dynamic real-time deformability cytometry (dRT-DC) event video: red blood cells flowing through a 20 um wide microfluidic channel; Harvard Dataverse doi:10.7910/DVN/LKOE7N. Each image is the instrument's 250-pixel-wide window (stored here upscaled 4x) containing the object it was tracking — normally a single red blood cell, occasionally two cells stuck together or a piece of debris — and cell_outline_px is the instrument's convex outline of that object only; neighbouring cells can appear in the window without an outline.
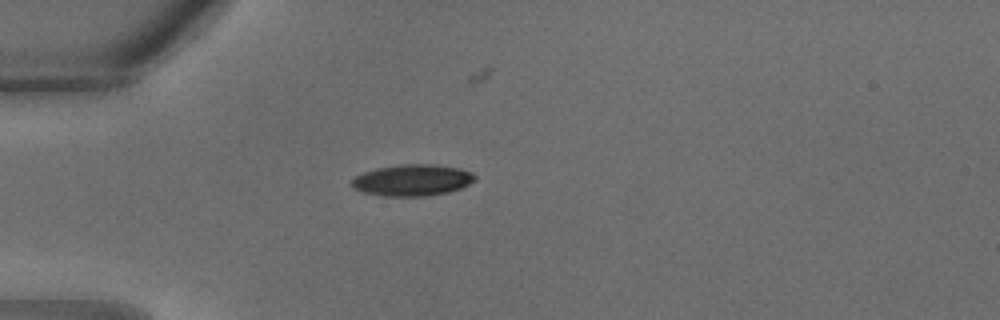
{"species": "common noctule bat (a hibernating species)", "species_latin": "Nyctalus noctula", "temperature_condition": "warm", "stored_images_in_passage": 18, "camera_frame_rate_fps": 3000, "um_per_image_px": 0.085, "animal": {"sex": "male", "body_mass_g": 18.8}, "frame": {"image": 1, "passage_image": 1, "time_ms": 0.0, "image_size_px": [1000, 320], "cell_outline_px": [[476, 180], [460, 188], [448, 192], [424, 196], [384, 196], [364, 192], [352, 188], [352, 180], [356, 176], [364, 172], [376, 168], [400, 164], [432, 164], [456, 168], [472, 172], [476, 176]], "centroid_in_image_um": [35.04, 15.31], "position_along_channel_um": 50.0, "area_um2": 22.43}}
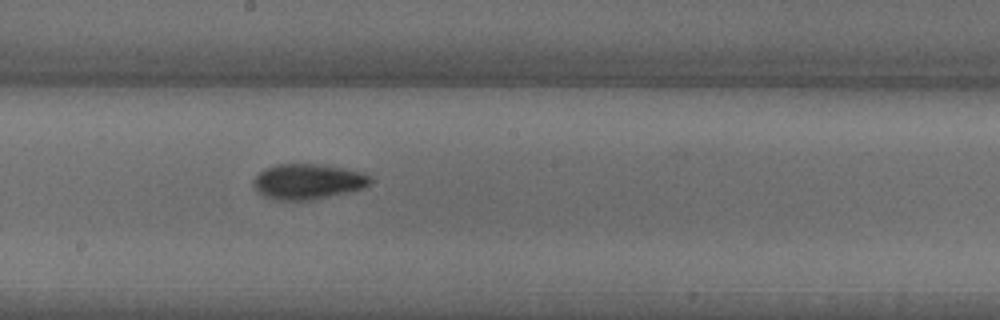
{"frame": {"image": 2, "passage_image": 10, "time_ms": 3.0, "image_size_px": [1000, 320], "cell_outline_px": [[372, 180], [364, 188], [348, 192], [312, 200], [276, 200], [264, 196], [256, 192], [252, 184], [252, 180], [264, 168], [276, 164], [316, 164], [344, 168], [360, 172], [368, 176]], "centroid_in_image_um": [26.1, 15.44], "position_along_channel_um": 222.1, "area_um2": 24.1}}
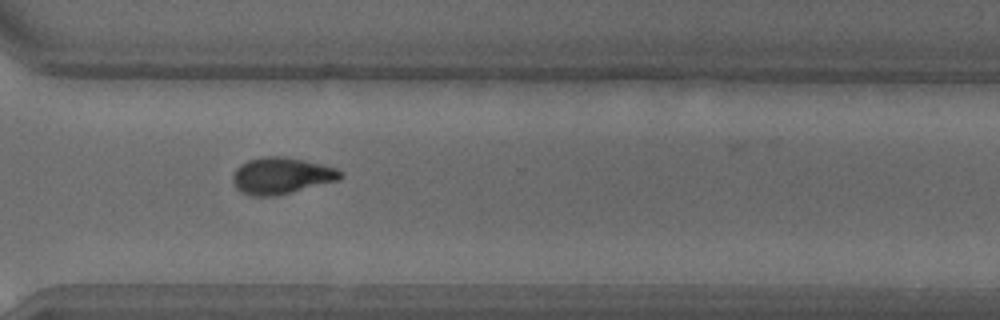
{"frame": {"image": 3, "passage_image": 16, "time_ms": 5.0, "image_size_px": [1000, 320], "cell_outline_px": [[344, 176], [340, 180], [276, 196], [252, 196], [240, 192], [236, 188], [232, 180], [232, 176], [236, 168], [240, 164], [248, 160], [264, 156], [284, 156], [304, 160], [336, 168]], "centroid_in_image_um": [23.9, 14.94], "position_along_channel_um": 346.7, "area_um2": 23.06}}